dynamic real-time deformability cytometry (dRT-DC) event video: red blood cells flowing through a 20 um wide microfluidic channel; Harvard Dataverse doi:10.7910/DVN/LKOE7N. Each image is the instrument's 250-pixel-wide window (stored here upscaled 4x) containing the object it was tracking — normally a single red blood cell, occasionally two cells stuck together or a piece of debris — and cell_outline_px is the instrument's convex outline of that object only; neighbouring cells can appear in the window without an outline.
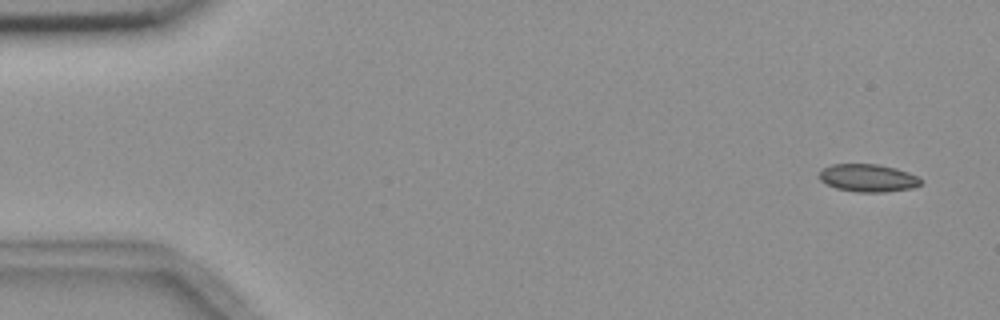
{"species": "common noctule bat (a hibernating species)", "species_latin": "Nyctalus noctula", "temperature_condition": "room temperature", "stored_images_in_passage": 5, "camera_frame_rate_fps": 3000, "um_per_image_px": 0.085, "animal": {"sex": "female", "body_mass_g": 18.4}, "frame": {"image": 1, "passage_image": 1, "time_ms": 0.0, "image_size_px": [1000, 320], "cell_outline_px": [[924, 184], [912, 188], [884, 192], [856, 192], [836, 188], [820, 180], [820, 172], [824, 168], [832, 164], [876, 164], [896, 168], [908, 172], [916, 176]], "centroid_in_image_um": [73.8, 15.13], "position_along_channel_um": 11.2, "area_um2": 16.3}}
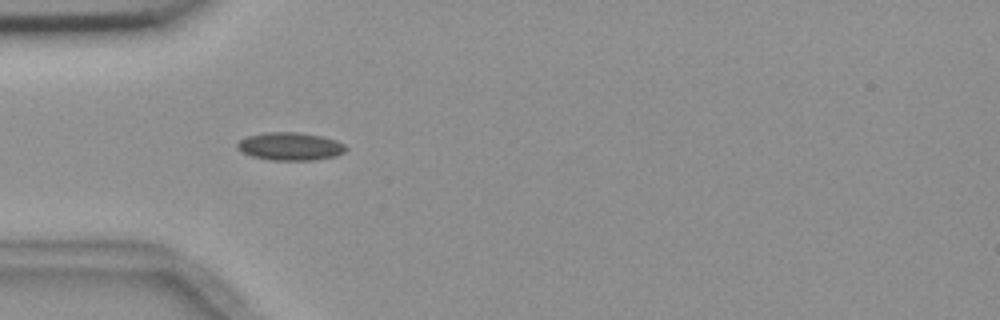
{"frame": {"image": 2, "passage_image": 5, "time_ms": 4.667, "image_size_px": [1000, 320], "cell_outline_px": [[348, 148], [344, 152], [336, 156], [316, 160], [268, 160], [252, 156], [236, 148], [236, 144], [240, 140], [248, 136], [268, 132], [300, 132], [320, 136], [336, 140], [344, 144]], "centroid_in_image_um": [24.69, 12.45], "position_along_channel_um": 60.3, "area_um2": 17.69}}